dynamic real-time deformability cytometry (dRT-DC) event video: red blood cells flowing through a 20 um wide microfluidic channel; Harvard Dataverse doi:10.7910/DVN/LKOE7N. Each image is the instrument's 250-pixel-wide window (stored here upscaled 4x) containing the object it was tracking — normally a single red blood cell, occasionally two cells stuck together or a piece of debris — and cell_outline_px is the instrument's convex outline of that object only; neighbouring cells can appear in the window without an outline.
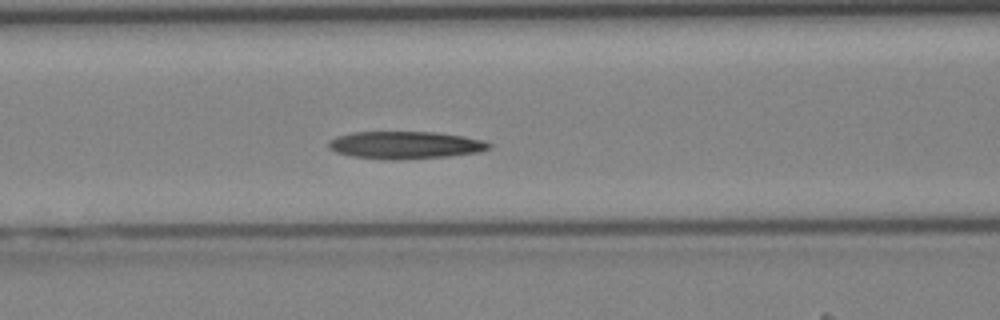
{"species": "Egyptian fruit bat (a non-hibernating species)", "species_latin": "Rousettus aegyptiacus", "temperature_condition": "cold", "stored_images_in_passage": 36, "camera_frame_rate_fps": 3000, "um_per_image_px": 0.085, "animal": {"sex": "female"}, "frame": {"image": 1, "passage_image": 12, "time_ms": 3.667, "image_size_px": [1000, 320], "cell_outline_px": [[492, 148], [480, 152], [448, 156], [396, 160], [384, 160], [352, 156], [336, 152], [328, 148], [328, 140], [336, 136], [352, 132], [436, 132], [464, 136], [484, 140], [492, 144]], "centroid_in_image_um": [34.45, 12.33], "position_along_channel_um": 132.1, "area_um2": 26.01}}
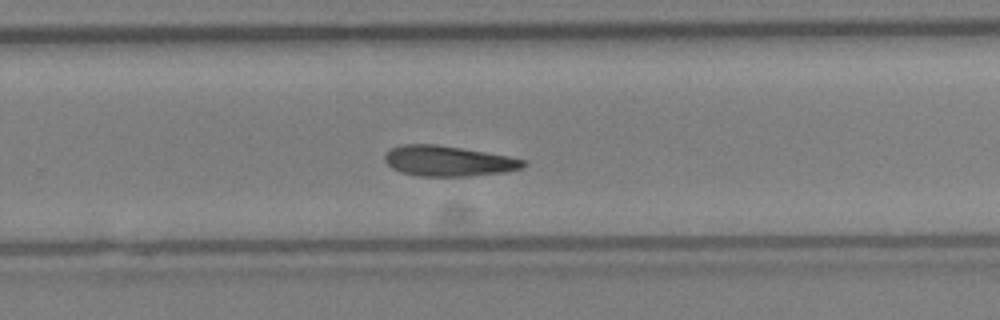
{"frame": {"image": 2, "passage_image": 22, "time_ms": 7.0, "image_size_px": [1000, 320], "cell_outline_px": [[528, 164], [524, 168], [504, 172], [468, 176], [420, 176], [400, 172], [392, 168], [384, 160], [384, 156], [392, 148], [400, 144], [436, 144], [508, 156], [528, 160]], "centroid_in_image_um": [38.13, 13.69], "position_along_channel_um": 291.7, "area_um2": 24.57}}
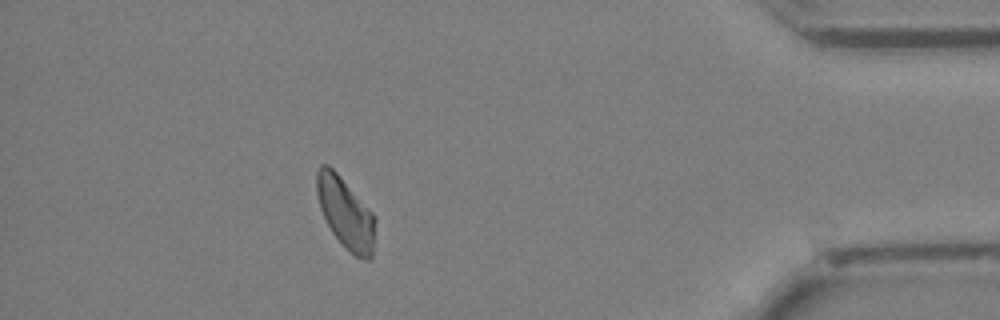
{"frame": {"image": 3, "passage_image": 32, "time_ms": 10.333, "image_size_px": [1000, 320], "cell_outline_px": [[376, 220], [372, 256], [368, 260], [356, 256], [332, 232], [320, 208], [316, 192], [316, 172], [320, 164], [328, 164], [336, 172], [376, 216]], "centroid_in_image_um": [29.37, 18.07], "position_along_channel_um": 405.8, "area_um2": 23.76}}